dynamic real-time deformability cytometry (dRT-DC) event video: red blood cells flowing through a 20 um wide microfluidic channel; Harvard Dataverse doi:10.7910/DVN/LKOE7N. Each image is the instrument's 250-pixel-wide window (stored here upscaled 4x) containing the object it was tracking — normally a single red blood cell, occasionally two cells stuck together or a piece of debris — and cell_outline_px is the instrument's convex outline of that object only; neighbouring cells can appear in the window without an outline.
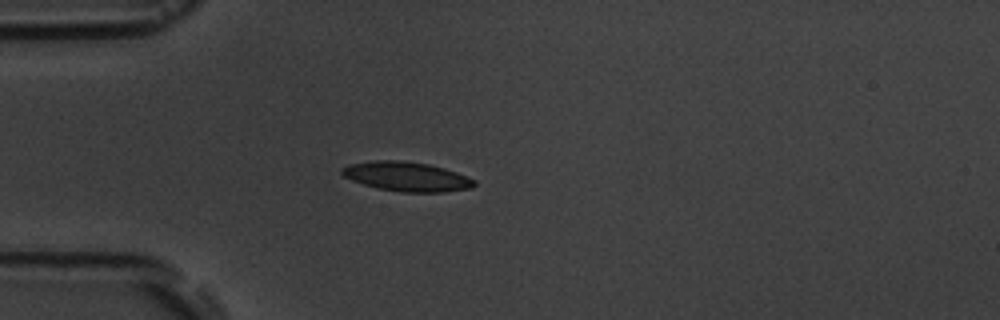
{"species": "common noctule bat (a hibernating species)", "species_latin": "Nyctalus noctula", "temperature_condition": "room temperature", "stored_images_in_passage": 3, "camera_frame_rate_fps": 3000, "um_per_image_px": 0.085, "animal": {"sex": "male", "body_mass_g": 19.5, "forearm_length_mm": 54.6}, "frame": {"image": 1, "passage_image": 3, "time_ms": 2.333, "image_size_px": [1000, 320], "cell_outline_px": [[476, 184], [472, 188], [444, 192], [404, 192], [376, 188], [352, 180], [344, 176], [340, 172], [340, 168], [348, 164], [376, 160], [400, 160], [428, 164], [444, 168], [456, 172], [476, 180]], "centroid_in_image_um": [34.56, 15.0], "position_along_channel_um": 50.4, "area_um2": 22.72}}